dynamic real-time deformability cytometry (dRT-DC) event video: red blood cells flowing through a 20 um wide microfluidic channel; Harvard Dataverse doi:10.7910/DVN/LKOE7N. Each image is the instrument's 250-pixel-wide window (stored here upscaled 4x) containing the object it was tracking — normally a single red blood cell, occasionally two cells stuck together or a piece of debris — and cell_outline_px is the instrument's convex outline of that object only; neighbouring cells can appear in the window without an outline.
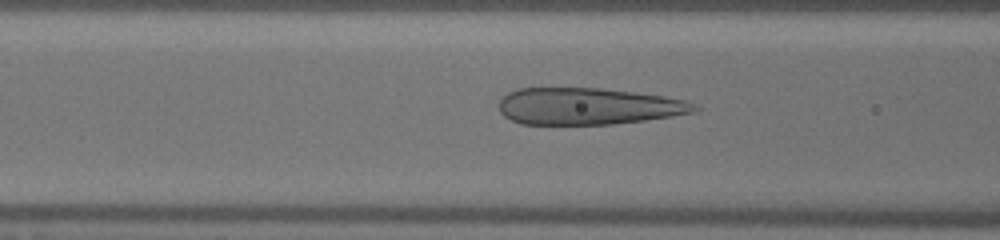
{"species": "human", "species_latin": "Homo sapiens", "temperature_condition": "warm", "stored_images_in_passage": 46, "camera_frame_rate_fps": 3000, "um_per_image_px": 0.085, "donor": {"sex": "male"}, "frame": {"image": 1, "passage_image": 17, "time_ms": 5.333, "image_size_px": [1000, 240], "cell_outline_px": [[700, 108], [696, 112], [672, 116], [644, 120], [612, 124], [520, 124], [504, 116], [500, 112], [500, 100], [508, 92], [516, 88], [600, 88], [664, 96], [684, 100]], "centroid_in_image_um": [49.97, 9.03], "position_along_channel_um": 116.6, "area_um2": 41.73}}
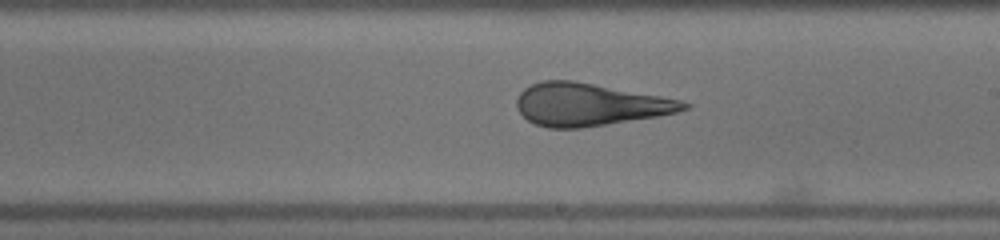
{"frame": {"image": 2, "passage_image": 26, "time_ms": 8.333, "image_size_px": [1000, 240], "cell_outline_px": [[692, 104], [688, 108], [676, 112], [656, 116], [580, 128], [548, 128], [536, 124], [528, 120], [520, 112], [516, 104], [516, 100], [520, 92], [524, 88], [540, 80], [572, 80], [660, 96], [680, 100]], "centroid_in_image_um": [50.06, 8.88], "position_along_channel_um": 238.9, "area_um2": 40.92}}
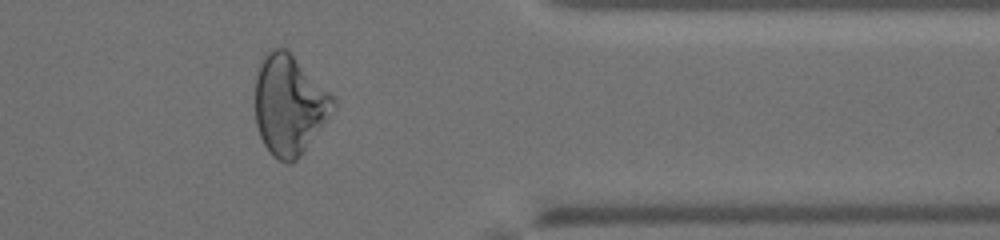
{"frame": {"image": 3, "passage_image": 38, "time_ms": 12.333, "image_size_px": [1000, 240], "cell_outline_px": [[336, 108], [300, 156], [296, 160], [288, 164], [272, 156], [268, 152], [260, 136], [256, 124], [256, 76], [260, 64], [264, 56], [272, 48], [288, 48], [336, 96]], "centroid_in_image_um": [24.63, 8.89], "position_along_channel_um": 386.8, "area_um2": 46.01}}